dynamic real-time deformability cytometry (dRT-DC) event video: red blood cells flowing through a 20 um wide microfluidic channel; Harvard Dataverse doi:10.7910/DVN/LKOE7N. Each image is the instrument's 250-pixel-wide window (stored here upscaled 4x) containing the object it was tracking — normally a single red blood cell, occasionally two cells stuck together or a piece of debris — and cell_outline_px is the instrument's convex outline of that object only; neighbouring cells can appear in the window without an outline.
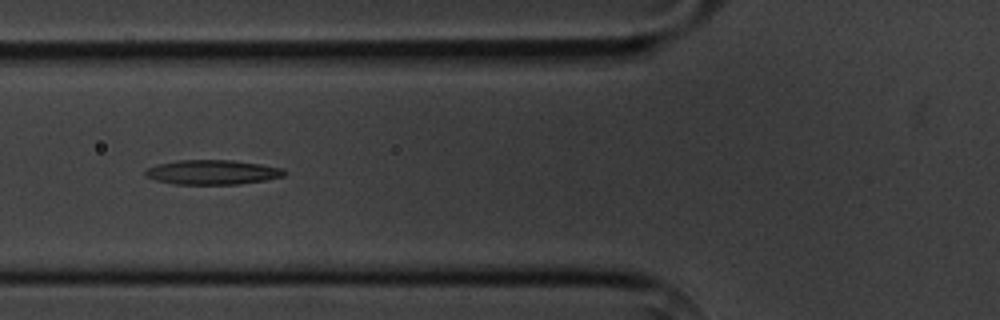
{"species": "common noctule bat (a hibernating species)", "species_latin": "Nyctalus noctula", "temperature_condition": "cold", "stored_images_in_passage": 6, "camera_frame_rate_fps": 3000, "um_per_image_px": 0.085, "animal": {"sex": "male", "body_mass_g": 20.1, "forearm_length_mm": 53.5}, "frame": {"image": 1, "passage_image": 5, "time_ms": 5.667, "image_size_px": [1000, 320], "cell_outline_px": [[288, 172], [284, 176], [264, 180], [240, 184], [176, 184], [156, 180], [144, 176], [144, 172], [148, 168], [160, 164], [180, 160], [232, 160], [260, 164], [284, 168]], "centroid_in_image_um": [18.09, 14.64], "position_along_channel_um": 107.7, "area_um2": 19.83}}
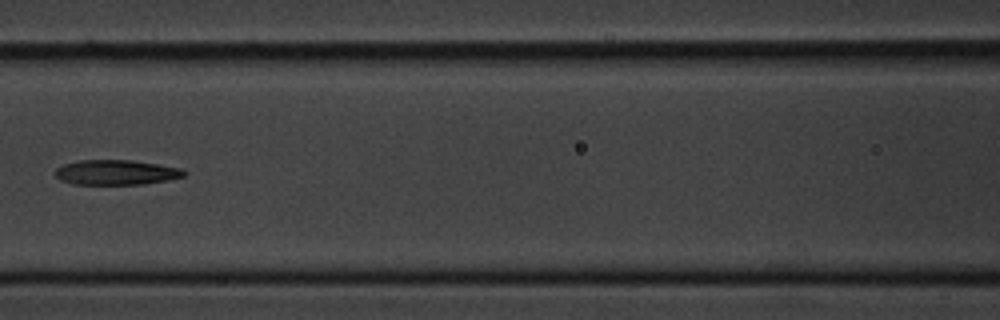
{"frame": {"image": 2, "passage_image": 6, "time_ms": 7.0, "image_size_px": [1000, 320], "cell_outline_px": [[188, 172], [184, 176], [168, 180], [144, 184], [72, 184], [60, 180], [56, 176], [56, 168], [64, 164], [80, 160], [132, 160], [180, 168]], "centroid_in_image_um": [9.87, 14.65], "position_along_channel_um": 156.7, "area_um2": 18.67}}